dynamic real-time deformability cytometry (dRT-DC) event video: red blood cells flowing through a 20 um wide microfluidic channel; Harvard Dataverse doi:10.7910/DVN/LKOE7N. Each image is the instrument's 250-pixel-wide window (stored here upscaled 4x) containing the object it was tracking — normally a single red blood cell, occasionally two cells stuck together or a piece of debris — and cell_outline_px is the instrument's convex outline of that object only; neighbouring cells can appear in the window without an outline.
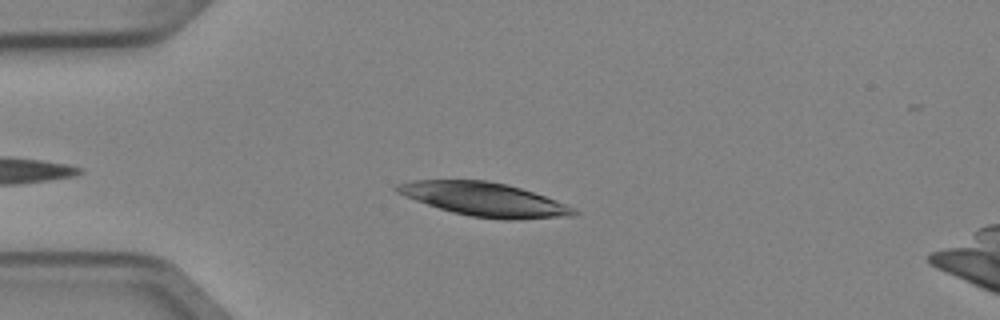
{"species": "Egyptian fruit bat (a non-hibernating species)", "species_latin": "Rousettus aegyptiacus", "temperature_condition": "cold", "stored_images_in_passage": 7, "camera_frame_rate_fps": 3000, "um_per_image_px": 0.085, "animal": {"sex": "female"}, "frame": {"image": 1, "passage_image": 4, "time_ms": 1.0, "image_size_px": [1000, 320], "cell_outline_px": [[580, 212], [576, 216], [512, 220], [504, 220], [472, 216], [452, 212], [416, 200], [396, 192], [392, 188], [396, 184], [412, 180], [488, 180], [508, 184], [556, 200], [576, 208]], "centroid_in_image_um": [41.21, 16.95], "position_along_channel_um": 43.8, "area_um2": 34.74}}
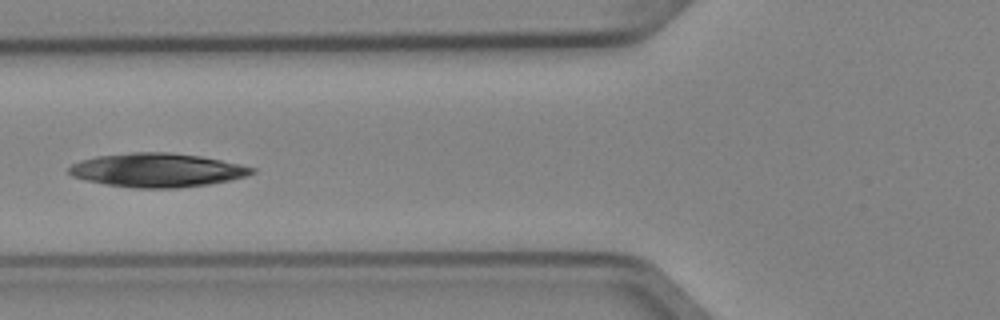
{"frame": {"image": 2, "passage_image": 6, "time_ms": 1.667, "image_size_px": [1000, 320], "cell_outline_px": [[256, 172], [248, 176], [208, 184], [176, 188], [136, 188], [104, 184], [72, 176], [68, 172], [68, 168], [72, 164], [96, 156], [132, 152], [168, 152], [200, 156], [240, 164], [256, 168]], "centroid_in_image_um": [13.38, 14.46], "position_along_channel_um": 112.4, "area_um2": 35.89}}
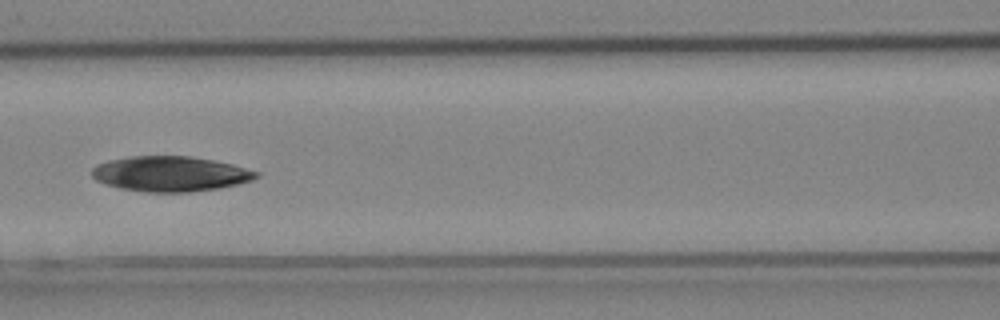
{"frame": {"image": 3, "passage_image": 7, "time_ms": 2.0, "image_size_px": [1000, 320], "cell_outline_px": [[260, 176], [252, 180], [240, 184], [220, 188], [188, 192], [144, 192], [120, 188], [104, 184], [96, 180], [92, 176], [92, 168], [96, 164], [108, 160], [132, 156], [188, 156], [212, 160], [232, 164], [260, 172]], "centroid_in_image_um": [14.48, 14.78], "position_along_channel_um": 152.1, "area_um2": 33.87}}